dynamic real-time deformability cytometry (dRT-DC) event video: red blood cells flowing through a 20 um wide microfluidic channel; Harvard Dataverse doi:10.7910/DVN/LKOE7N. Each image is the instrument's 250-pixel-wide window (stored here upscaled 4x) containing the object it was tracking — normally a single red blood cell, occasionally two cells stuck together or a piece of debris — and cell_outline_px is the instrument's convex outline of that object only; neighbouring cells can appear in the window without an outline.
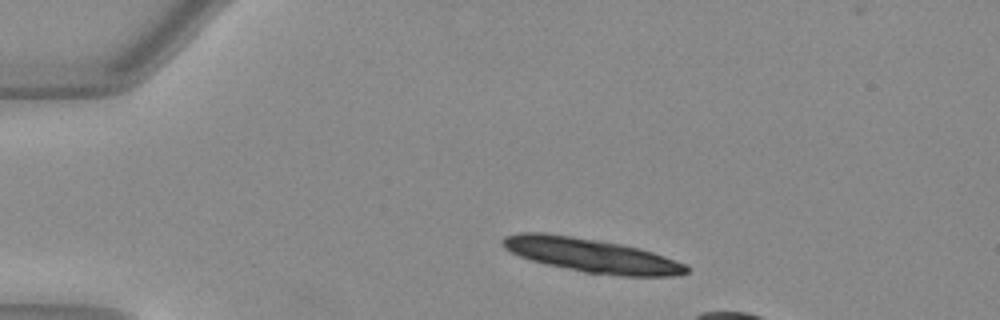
{"species": "Egyptian fruit bat (a non-hibernating species)", "species_latin": "Rousettus aegyptiacus", "temperature_condition": "warm", "stored_images_in_passage": 15, "camera_frame_rate_fps": 3000, "um_per_image_px": 0.085, "animal": {"sex": "female"}, "frame": {"image": 1, "passage_image": 9, "time_ms": 2.667, "image_size_px": [1000, 320], "cell_outline_px": [[688, 272], [672, 276], [620, 276], [584, 272], [548, 264], [532, 260], [520, 256], [504, 248], [500, 240], [504, 236], [520, 232], [544, 232], [572, 236], [620, 244], [640, 248], [664, 256], [684, 264], [688, 268]], "centroid_in_image_um": [50.23, 21.69], "position_along_channel_um": 34.8, "area_um2": 35.95}}